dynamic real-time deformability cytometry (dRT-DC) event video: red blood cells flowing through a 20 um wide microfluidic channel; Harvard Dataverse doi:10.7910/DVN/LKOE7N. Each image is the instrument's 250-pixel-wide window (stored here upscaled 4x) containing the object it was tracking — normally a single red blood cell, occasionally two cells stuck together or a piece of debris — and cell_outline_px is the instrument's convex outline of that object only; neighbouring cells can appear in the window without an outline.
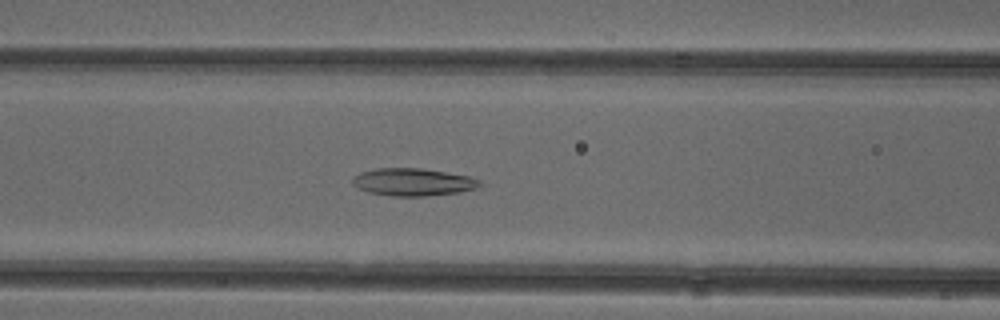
{"species": "common noctule bat (a hibernating species)", "species_latin": "Nyctalus noctula", "temperature_condition": "cold", "stored_images_in_passage": 52, "camera_frame_rate_fps": 3000, "um_per_image_px": 0.085, "animal": {"sex": "female"}, "frame": {"image": 1, "passage_image": 21, "time_ms": 6.667, "image_size_px": [1000, 320], "cell_outline_px": [[484, 184], [476, 188], [460, 192], [424, 196], [392, 196], [368, 192], [352, 184], [352, 180], [360, 172], [376, 168], [420, 168], [472, 176], [480, 180]], "centroid_in_image_um": [35.15, 15.47], "position_along_channel_um": 131.4, "area_um2": 20.46}}
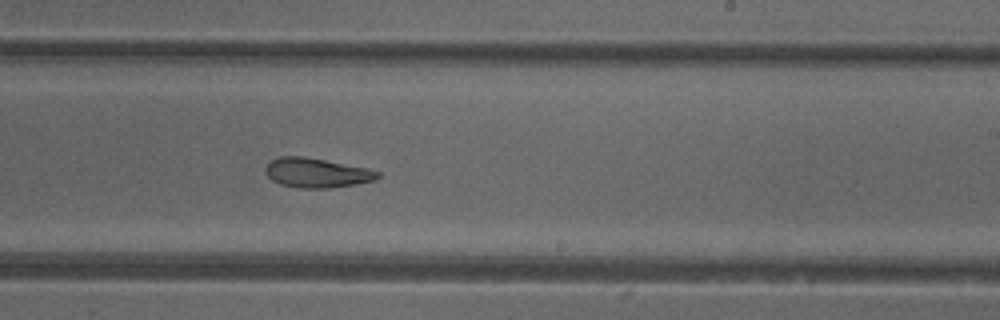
{"frame": {"image": 2, "passage_image": 31, "time_ms": 10.0, "image_size_px": [1000, 320], "cell_outline_px": [[380, 176], [376, 180], [356, 184], [328, 188], [300, 188], [280, 184], [272, 180], [264, 172], [264, 168], [272, 160], [280, 156], [304, 156], [368, 168], [380, 172]], "centroid_in_image_um": [26.92, 14.69], "position_along_channel_um": 262.1, "area_um2": 19.36}}
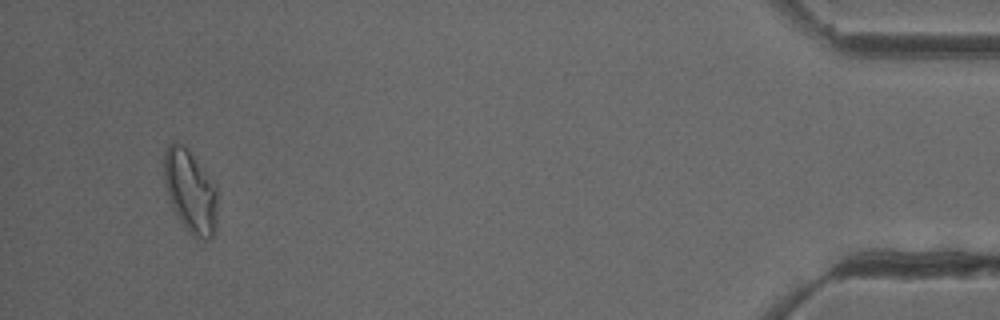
{"frame": {"image": 3, "passage_image": 49, "time_ms": 16.0, "image_size_px": [1000, 320], "cell_outline_px": [[216, 228], [212, 240], [204, 240], [188, 232], [180, 220], [168, 196], [164, 180], [164, 152], [168, 144], [172, 140], [176, 140], [188, 148], [216, 188]], "centroid_in_image_um": [16.16, 16.24], "position_along_channel_um": 419.0, "area_um2": 25.55}, "authors_computed_cell_mechanics": {"area_um2": 22.1374, "velocity_mm_per_s": 3.93, "shape_relaxation_time_tau1_ms": null, "shape_relaxation_time_tau2_ms": 4.9999, "deformation_change_tau1": null, "deformation_change_tau2": 0.1318}}